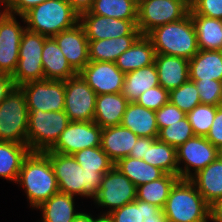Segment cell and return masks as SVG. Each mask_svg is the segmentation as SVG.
<instances>
[{"label":"cell","mask_w":222,"mask_h":222,"mask_svg":"<svg viewBox=\"0 0 222 222\" xmlns=\"http://www.w3.org/2000/svg\"><path fill=\"white\" fill-rule=\"evenodd\" d=\"M16 184L25 189L29 204L34 209L59 192L51 162L43 152L29 153L22 163Z\"/></svg>","instance_id":"6da1fadb"},{"label":"cell","mask_w":222,"mask_h":222,"mask_svg":"<svg viewBox=\"0 0 222 222\" xmlns=\"http://www.w3.org/2000/svg\"><path fill=\"white\" fill-rule=\"evenodd\" d=\"M27 145L31 152L49 150L71 122L65 111L28 110Z\"/></svg>","instance_id":"8992f818"},{"label":"cell","mask_w":222,"mask_h":222,"mask_svg":"<svg viewBox=\"0 0 222 222\" xmlns=\"http://www.w3.org/2000/svg\"><path fill=\"white\" fill-rule=\"evenodd\" d=\"M155 50L151 40L141 35L133 45L115 61L121 72L128 73L154 63Z\"/></svg>","instance_id":"d4e9b609"},{"label":"cell","mask_w":222,"mask_h":222,"mask_svg":"<svg viewBox=\"0 0 222 222\" xmlns=\"http://www.w3.org/2000/svg\"><path fill=\"white\" fill-rule=\"evenodd\" d=\"M206 138L222 152V106L217 108L214 121Z\"/></svg>","instance_id":"f6af8a7d"},{"label":"cell","mask_w":222,"mask_h":222,"mask_svg":"<svg viewBox=\"0 0 222 222\" xmlns=\"http://www.w3.org/2000/svg\"><path fill=\"white\" fill-rule=\"evenodd\" d=\"M28 110L60 112L65 107V81L36 80L20 86Z\"/></svg>","instance_id":"4fadbf2b"},{"label":"cell","mask_w":222,"mask_h":222,"mask_svg":"<svg viewBox=\"0 0 222 222\" xmlns=\"http://www.w3.org/2000/svg\"><path fill=\"white\" fill-rule=\"evenodd\" d=\"M25 26L9 14L0 24V73L13 75L19 60V47Z\"/></svg>","instance_id":"e0dca14e"},{"label":"cell","mask_w":222,"mask_h":222,"mask_svg":"<svg viewBox=\"0 0 222 222\" xmlns=\"http://www.w3.org/2000/svg\"><path fill=\"white\" fill-rule=\"evenodd\" d=\"M89 12L122 20H137L138 4L134 0H94Z\"/></svg>","instance_id":"e575fe53"},{"label":"cell","mask_w":222,"mask_h":222,"mask_svg":"<svg viewBox=\"0 0 222 222\" xmlns=\"http://www.w3.org/2000/svg\"><path fill=\"white\" fill-rule=\"evenodd\" d=\"M146 36L151 40L155 54L173 55L190 60L199 51L190 13L179 21L154 28Z\"/></svg>","instance_id":"3957f363"},{"label":"cell","mask_w":222,"mask_h":222,"mask_svg":"<svg viewBox=\"0 0 222 222\" xmlns=\"http://www.w3.org/2000/svg\"><path fill=\"white\" fill-rule=\"evenodd\" d=\"M219 106L200 103L187 113V118L192 126L195 136L206 137L214 121Z\"/></svg>","instance_id":"ab89813d"},{"label":"cell","mask_w":222,"mask_h":222,"mask_svg":"<svg viewBox=\"0 0 222 222\" xmlns=\"http://www.w3.org/2000/svg\"><path fill=\"white\" fill-rule=\"evenodd\" d=\"M15 87L11 75L0 73V102L12 91Z\"/></svg>","instance_id":"c3c4849f"},{"label":"cell","mask_w":222,"mask_h":222,"mask_svg":"<svg viewBox=\"0 0 222 222\" xmlns=\"http://www.w3.org/2000/svg\"><path fill=\"white\" fill-rule=\"evenodd\" d=\"M47 37L25 29L19 47V60L11 76L15 87L45 79L42 65V50Z\"/></svg>","instance_id":"ba28073f"},{"label":"cell","mask_w":222,"mask_h":222,"mask_svg":"<svg viewBox=\"0 0 222 222\" xmlns=\"http://www.w3.org/2000/svg\"><path fill=\"white\" fill-rule=\"evenodd\" d=\"M158 71L155 63L125 73L121 94L129 101L136 102L146 90L159 86Z\"/></svg>","instance_id":"4316f807"},{"label":"cell","mask_w":222,"mask_h":222,"mask_svg":"<svg viewBox=\"0 0 222 222\" xmlns=\"http://www.w3.org/2000/svg\"><path fill=\"white\" fill-rule=\"evenodd\" d=\"M189 13L222 20V0H194Z\"/></svg>","instance_id":"ee69618b"},{"label":"cell","mask_w":222,"mask_h":222,"mask_svg":"<svg viewBox=\"0 0 222 222\" xmlns=\"http://www.w3.org/2000/svg\"><path fill=\"white\" fill-rule=\"evenodd\" d=\"M3 6L4 9L0 10V24L6 19V17L10 14L8 0H0V7Z\"/></svg>","instance_id":"816d5d0a"},{"label":"cell","mask_w":222,"mask_h":222,"mask_svg":"<svg viewBox=\"0 0 222 222\" xmlns=\"http://www.w3.org/2000/svg\"><path fill=\"white\" fill-rule=\"evenodd\" d=\"M142 160L160 168L167 174L178 176L176 148L158 138L154 140L153 144H146V152Z\"/></svg>","instance_id":"836d02e7"},{"label":"cell","mask_w":222,"mask_h":222,"mask_svg":"<svg viewBox=\"0 0 222 222\" xmlns=\"http://www.w3.org/2000/svg\"><path fill=\"white\" fill-rule=\"evenodd\" d=\"M26 29L53 37L79 23V15L67 0H47L19 16Z\"/></svg>","instance_id":"277c9868"},{"label":"cell","mask_w":222,"mask_h":222,"mask_svg":"<svg viewBox=\"0 0 222 222\" xmlns=\"http://www.w3.org/2000/svg\"><path fill=\"white\" fill-rule=\"evenodd\" d=\"M30 152L28 145L0 141V177L16 183L22 163Z\"/></svg>","instance_id":"f546056e"},{"label":"cell","mask_w":222,"mask_h":222,"mask_svg":"<svg viewBox=\"0 0 222 222\" xmlns=\"http://www.w3.org/2000/svg\"><path fill=\"white\" fill-rule=\"evenodd\" d=\"M114 166L127 176L136 187L157 180L165 174L160 168L147 164L142 159L129 156L121 158Z\"/></svg>","instance_id":"1f68e13d"},{"label":"cell","mask_w":222,"mask_h":222,"mask_svg":"<svg viewBox=\"0 0 222 222\" xmlns=\"http://www.w3.org/2000/svg\"><path fill=\"white\" fill-rule=\"evenodd\" d=\"M121 125L138 137L158 138L159 128L155 111L140 106L136 102L128 103Z\"/></svg>","instance_id":"cb8c5ba5"},{"label":"cell","mask_w":222,"mask_h":222,"mask_svg":"<svg viewBox=\"0 0 222 222\" xmlns=\"http://www.w3.org/2000/svg\"><path fill=\"white\" fill-rule=\"evenodd\" d=\"M137 187L130 179L121 173L115 166L104 174L100 189L93 197L94 203L102 208H109V214L113 210L121 208L125 204L136 200Z\"/></svg>","instance_id":"30bf717a"},{"label":"cell","mask_w":222,"mask_h":222,"mask_svg":"<svg viewBox=\"0 0 222 222\" xmlns=\"http://www.w3.org/2000/svg\"><path fill=\"white\" fill-rule=\"evenodd\" d=\"M176 1L183 3L189 10L191 9L194 3V0H176Z\"/></svg>","instance_id":"9f6ffc18"},{"label":"cell","mask_w":222,"mask_h":222,"mask_svg":"<svg viewBox=\"0 0 222 222\" xmlns=\"http://www.w3.org/2000/svg\"><path fill=\"white\" fill-rule=\"evenodd\" d=\"M210 221L222 222V198L210 207Z\"/></svg>","instance_id":"f907efd6"},{"label":"cell","mask_w":222,"mask_h":222,"mask_svg":"<svg viewBox=\"0 0 222 222\" xmlns=\"http://www.w3.org/2000/svg\"><path fill=\"white\" fill-rule=\"evenodd\" d=\"M169 101L186 114L198 106L201 101L195 82L188 80L169 92Z\"/></svg>","instance_id":"74e56055"},{"label":"cell","mask_w":222,"mask_h":222,"mask_svg":"<svg viewBox=\"0 0 222 222\" xmlns=\"http://www.w3.org/2000/svg\"><path fill=\"white\" fill-rule=\"evenodd\" d=\"M161 209L145 201L135 200L121 208L113 210L108 215L112 222H144V218L157 215Z\"/></svg>","instance_id":"d590c367"},{"label":"cell","mask_w":222,"mask_h":222,"mask_svg":"<svg viewBox=\"0 0 222 222\" xmlns=\"http://www.w3.org/2000/svg\"><path fill=\"white\" fill-rule=\"evenodd\" d=\"M93 222H112V219L108 214H100L93 219Z\"/></svg>","instance_id":"11a10c76"},{"label":"cell","mask_w":222,"mask_h":222,"mask_svg":"<svg viewBox=\"0 0 222 222\" xmlns=\"http://www.w3.org/2000/svg\"><path fill=\"white\" fill-rule=\"evenodd\" d=\"M138 136L122 125L102 128L101 148L116 163L124 157H128Z\"/></svg>","instance_id":"ffe728a7"},{"label":"cell","mask_w":222,"mask_h":222,"mask_svg":"<svg viewBox=\"0 0 222 222\" xmlns=\"http://www.w3.org/2000/svg\"><path fill=\"white\" fill-rule=\"evenodd\" d=\"M195 82L202 104L222 106V81L191 80Z\"/></svg>","instance_id":"60d3db41"},{"label":"cell","mask_w":222,"mask_h":222,"mask_svg":"<svg viewBox=\"0 0 222 222\" xmlns=\"http://www.w3.org/2000/svg\"><path fill=\"white\" fill-rule=\"evenodd\" d=\"M140 36L126 35L102 40H88L89 61L115 62Z\"/></svg>","instance_id":"83f0119b"},{"label":"cell","mask_w":222,"mask_h":222,"mask_svg":"<svg viewBox=\"0 0 222 222\" xmlns=\"http://www.w3.org/2000/svg\"><path fill=\"white\" fill-rule=\"evenodd\" d=\"M155 116L160 130L185 118L187 114L169 101L155 111Z\"/></svg>","instance_id":"7bdbcfd3"},{"label":"cell","mask_w":222,"mask_h":222,"mask_svg":"<svg viewBox=\"0 0 222 222\" xmlns=\"http://www.w3.org/2000/svg\"><path fill=\"white\" fill-rule=\"evenodd\" d=\"M79 74L97 95L121 93L125 79L115 62L108 61H89Z\"/></svg>","instance_id":"2e32d148"},{"label":"cell","mask_w":222,"mask_h":222,"mask_svg":"<svg viewBox=\"0 0 222 222\" xmlns=\"http://www.w3.org/2000/svg\"><path fill=\"white\" fill-rule=\"evenodd\" d=\"M74 196L57 192L38 208L42 214L41 222H73L80 213L74 209Z\"/></svg>","instance_id":"f1b7e54d"},{"label":"cell","mask_w":222,"mask_h":222,"mask_svg":"<svg viewBox=\"0 0 222 222\" xmlns=\"http://www.w3.org/2000/svg\"><path fill=\"white\" fill-rule=\"evenodd\" d=\"M199 50H222V20L191 15Z\"/></svg>","instance_id":"4dcf8cb0"},{"label":"cell","mask_w":222,"mask_h":222,"mask_svg":"<svg viewBox=\"0 0 222 222\" xmlns=\"http://www.w3.org/2000/svg\"><path fill=\"white\" fill-rule=\"evenodd\" d=\"M155 139L157 138L139 137L135 142L134 148H132L129 157L143 159L146 152V144H153Z\"/></svg>","instance_id":"7dc6e473"},{"label":"cell","mask_w":222,"mask_h":222,"mask_svg":"<svg viewBox=\"0 0 222 222\" xmlns=\"http://www.w3.org/2000/svg\"><path fill=\"white\" fill-rule=\"evenodd\" d=\"M70 66L79 73L89 63V41L80 23L53 36Z\"/></svg>","instance_id":"ac0fdd59"},{"label":"cell","mask_w":222,"mask_h":222,"mask_svg":"<svg viewBox=\"0 0 222 222\" xmlns=\"http://www.w3.org/2000/svg\"><path fill=\"white\" fill-rule=\"evenodd\" d=\"M144 222H168L163 210H161L157 215L144 218Z\"/></svg>","instance_id":"f5cc1de1"},{"label":"cell","mask_w":222,"mask_h":222,"mask_svg":"<svg viewBox=\"0 0 222 222\" xmlns=\"http://www.w3.org/2000/svg\"><path fill=\"white\" fill-rule=\"evenodd\" d=\"M28 118L25 95L14 87L0 102V141L27 145Z\"/></svg>","instance_id":"52a82bcc"},{"label":"cell","mask_w":222,"mask_h":222,"mask_svg":"<svg viewBox=\"0 0 222 222\" xmlns=\"http://www.w3.org/2000/svg\"><path fill=\"white\" fill-rule=\"evenodd\" d=\"M47 0H8L10 14L23 16L31 8Z\"/></svg>","instance_id":"bcb514c9"},{"label":"cell","mask_w":222,"mask_h":222,"mask_svg":"<svg viewBox=\"0 0 222 222\" xmlns=\"http://www.w3.org/2000/svg\"><path fill=\"white\" fill-rule=\"evenodd\" d=\"M50 160L59 192L93 198L99 191L104 174L85 171L73 155L46 150L43 152Z\"/></svg>","instance_id":"7a4b0ae2"},{"label":"cell","mask_w":222,"mask_h":222,"mask_svg":"<svg viewBox=\"0 0 222 222\" xmlns=\"http://www.w3.org/2000/svg\"><path fill=\"white\" fill-rule=\"evenodd\" d=\"M179 179L177 175L165 173L157 180L138 186L136 199L156 205L163 210L172 187Z\"/></svg>","instance_id":"d6a6232c"},{"label":"cell","mask_w":222,"mask_h":222,"mask_svg":"<svg viewBox=\"0 0 222 222\" xmlns=\"http://www.w3.org/2000/svg\"><path fill=\"white\" fill-rule=\"evenodd\" d=\"M163 212L168 222H208L210 206L189 179H179L172 187Z\"/></svg>","instance_id":"5b68a950"},{"label":"cell","mask_w":222,"mask_h":222,"mask_svg":"<svg viewBox=\"0 0 222 222\" xmlns=\"http://www.w3.org/2000/svg\"><path fill=\"white\" fill-rule=\"evenodd\" d=\"M41 58L45 79L66 81L78 74L70 66L53 37L45 39Z\"/></svg>","instance_id":"7402d4cb"},{"label":"cell","mask_w":222,"mask_h":222,"mask_svg":"<svg viewBox=\"0 0 222 222\" xmlns=\"http://www.w3.org/2000/svg\"><path fill=\"white\" fill-rule=\"evenodd\" d=\"M96 96L79 73L67 79L64 111L70 121H94Z\"/></svg>","instance_id":"5bb4252c"},{"label":"cell","mask_w":222,"mask_h":222,"mask_svg":"<svg viewBox=\"0 0 222 222\" xmlns=\"http://www.w3.org/2000/svg\"><path fill=\"white\" fill-rule=\"evenodd\" d=\"M211 207L222 198V154L189 179Z\"/></svg>","instance_id":"44dd1931"},{"label":"cell","mask_w":222,"mask_h":222,"mask_svg":"<svg viewBox=\"0 0 222 222\" xmlns=\"http://www.w3.org/2000/svg\"><path fill=\"white\" fill-rule=\"evenodd\" d=\"M73 157L85 171L89 172L105 174L115 165L101 146L83 149L74 153Z\"/></svg>","instance_id":"8d00e7d4"},{"label":"cell","mask_w":222,"mask_h":222,"mask_svg":"<svg viewBox=\"0 0 222 222\" xmlns=\"http://www.w3.org/2000/svg\"><path fill=\"white\" fill-rule=\"evenodd\" d=\"M159 84L171 91L189 80V60L173 55L155 54Z\"/></svg>","instance_id":"d6986e66"},{"label":"cell","mask_w":222,"mask_h":222,"mask_svg":"<svg viewBox=\"0 0 222 222\" xmlns=\"http://www.w3.org/2000/svg\"><path fill=\"white\" fill-rule=\"evenodd\" d=\"M102 128L94 121H71L49 151L73 155L86 148L101 146Z\"/></svg>","instance_id":"7c38bea8"},{"label":"cell","mask_w":222,"mask_h":222,"mask_svg":"<svg viewBox=\"0 0 222 222\" xmlns=\"http://www.w3.org/2000/svg\"><path fill=\"white\" fill-rule=\"evenodd\" d=\"M73 10L80 16L89 12L93 6L94 0H67Z\"/></svg>","instance_id":"681fc988"},{"label":"cell","mask_w":222,"mask_h":222,"mask_svg":"<svg viewBox=\"0 0 222 222\" xmlns=\"http://www.w3.org/2000/svg\"><path fill=\"white\" fill-rule=\"evenodd\" d=\"M128 103L121 93L97 95L94 122L101 128L121 125Z\"/></svg>","instance_id":"603a6c76"},{"label":"cell","mask_w":222,"mask_h":222,"mask_svg":"<svg viewBox=\"0 0 222 222\" xmlns=\"http://www.w3.org/2000/svg\"><path fill=\"white\" fill-rule=\"evenodd\" d=\"M137 4H139L143 0H134Z\"/></svg>","instance_id":"6f0895ef"},{"label":"cell","mask_w":222,"mask_h":222,"mask_svg":"<svg viewBox=\"0 0 222 222\" xmlns=\"http://www.w3.org/2000/svg\"><path fill=\"white\" fill-rule=\"evenodd\" d=\"M189 11L176 0H143L138 4L137 28L147 35L158 26L181 20Z\"/></svg>","instance_id":"8fae6325"},{"label":"cell","mask_w":222,"mask_h":222,"mask_svg":"<svg viewBox=\"0 0 222 222\" xmlns=\"http://www.w3.org/2000/svg\"><path fill=\"white\" fill-rule=\"evenodd\" d=\"M176 154L178 176L180 179H190L216 160L222 152L208 141L206 137L193 136L176 149ZM181 163L184 164V167H180Z\"/></svg>","instance_id":"9c48e42d"},{"label":"cell","mask_w":222,"mask_h":222,"mask_svg":"<svg viewBox=\"0 0 222 222\" xmlns=\"http://www.w3.org/2000/svg\"><path fill=\"white\" fill-rule=\"evenodd\" d=\"M222 81V50H199L189 60V80Z\"/></svg>","instance_id":"484cf974"},{"label":"cell","mask_w":222,"mask_h":222,"mask_svg":"<svg viewBox=\"0 0 222 222\" xmlns=\"http://www.w3.org/2000/svg\"><path fill=\"white\" fill-rule=\"evenodd\" d=\"M195 136L187 116L174 124L159 130L158 139L174 148H178Z\"/></svg>","instance_id":"f35d334b"},{"label":"cell","mask_w":222,"mask_h":222,"mask_svg":"<svg viewBox=\"0 0 222 222\" xmlns=\"http://www.w3.org/2000/svg\"><path fill=\"white\" fill-rule=\"evenodd\" d=\"M94 217L89 213L80 212L73 220V222H93Z\"/></svg>","instance_id":"db71d44e"},{"label":"cell","mask_w":222,"mask_h":222,"mask_svg":"<svg viewBox=\"0 0 222 222\" xmlns=\"http://www.w3.org/2000/svg\"><path fill=\"white\" fill-rule=\"evenodd\" d=\"M79 23L82 25L88 40L141 35L137 28V20H122L86 12L79 16Z\"/></svg>","instance_id":"9a60e30c"},{"label":"cell","mask_w":222,"mask_h":222,"mask_svg":"<svg viewBox=\"0 0 222 222\" xmlns=\"http://www.w3.org/2000/svg\"><path fill=\"white\" fill-rule=\"evenodd\" d=\"M167 102H169V91L161 85L146 90L136 100L138 105L154 111L158 110Z\"/></svg>","instance_id":"b9f144b4"}]
</instances>
